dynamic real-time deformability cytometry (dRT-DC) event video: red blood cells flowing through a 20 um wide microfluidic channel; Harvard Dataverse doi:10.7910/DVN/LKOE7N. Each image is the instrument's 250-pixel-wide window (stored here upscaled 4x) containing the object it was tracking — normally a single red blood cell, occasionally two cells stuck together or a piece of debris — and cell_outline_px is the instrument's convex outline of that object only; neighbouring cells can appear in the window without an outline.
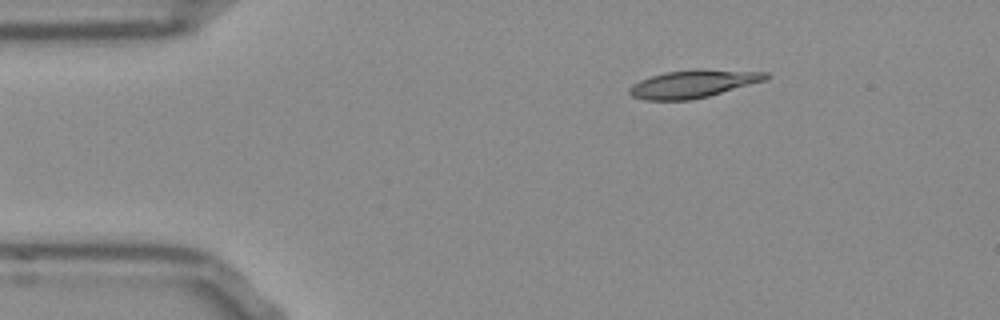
{"species": "Egyptian fruit bat (a non-hibernating species)", "species_latin": "Rousettus aegyptiacus", "temperature_condition": "room temperature", "stored_images_in_passage": 45, "camera_frame_rate_fps": 3000, "um_per_image_px": 0.085, "frame": {"image": 1, "passage_image": 1, "time_ms": 0.0, "image_size_px": [1000, 320], "cell_outline_px": [[772, 76], [768, 80], [708, 96], [692, 100], [644, 100], [632, 96], [628, 92], [628, 88], [632, 84], [640, 80], [664, 72], [696, 68], [704, 68], [768, 72]], "centroid_in_image_um": [58.97, 7.11], "position_along_channel_um": 26.0, "area_um2": 22.6}}
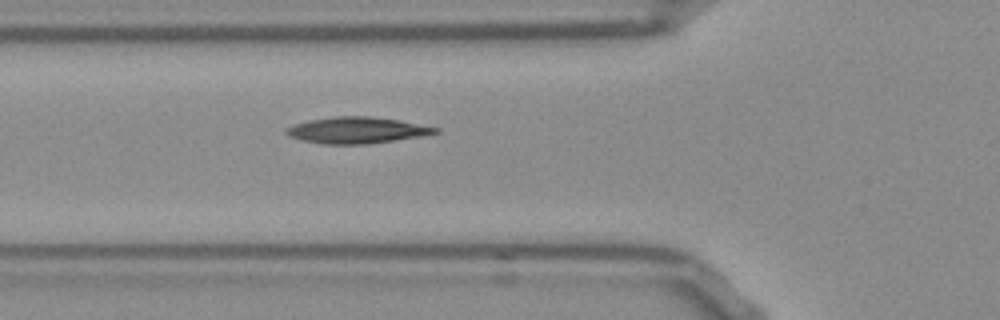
{"frame": {"image": 2, "passage_image": 11, "time_ms": 3.333, "image_size_px": [1000, 320], "cell_outline_px": [[440, 132], [420, 136], [368, 144], [324, 144], [300, 140], [288, 136], [284, 132], [284, 128], [292, 124], [308, 120], [332, 116], [372, 116], [400, 120], [440, 128]], "centroid_in_image_um": [30.27, 11.06], "position_along_channel_um": 95.5, "area_um2": 23.12}}
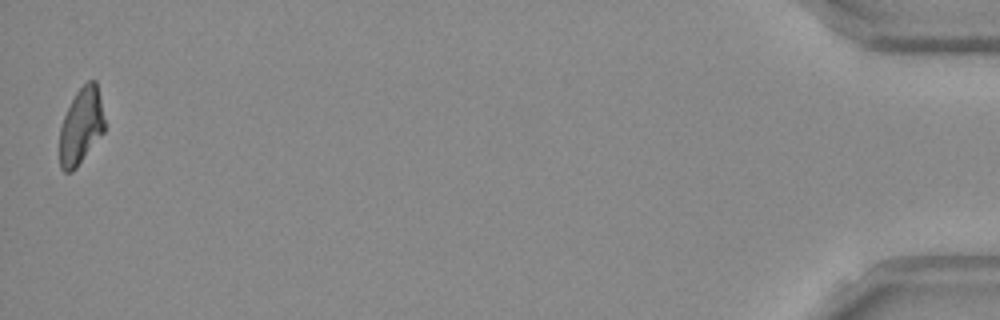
{"frame": {"image": 3, "passage_image": 45, "time_ms": 14.667, "image_size_px": [1000, 320], "cell_outline_px": [[104, 132], [76, 168], [72, 172], [64, 172], [60, 168], [60, 128], [64, 116], [76, 92], [88, 80], [96, 80], [100, 96], [104, 120]], "centroid_in_image_um": [6.89, 10.73], "position_along_channel_um": 428.3, "area_um2": 19.83}, "authors_computed_cell_mechanics": {"area_um2": 21.7328, "velocity_mm_per_s": 3.8048, "shape_relaxation_time_tau1_ms": null, "shape_relaxation_time_tau2_ms": 8.2628, "deformation_change_tau1": null, "deformation_change_tau2": 0.1775}}